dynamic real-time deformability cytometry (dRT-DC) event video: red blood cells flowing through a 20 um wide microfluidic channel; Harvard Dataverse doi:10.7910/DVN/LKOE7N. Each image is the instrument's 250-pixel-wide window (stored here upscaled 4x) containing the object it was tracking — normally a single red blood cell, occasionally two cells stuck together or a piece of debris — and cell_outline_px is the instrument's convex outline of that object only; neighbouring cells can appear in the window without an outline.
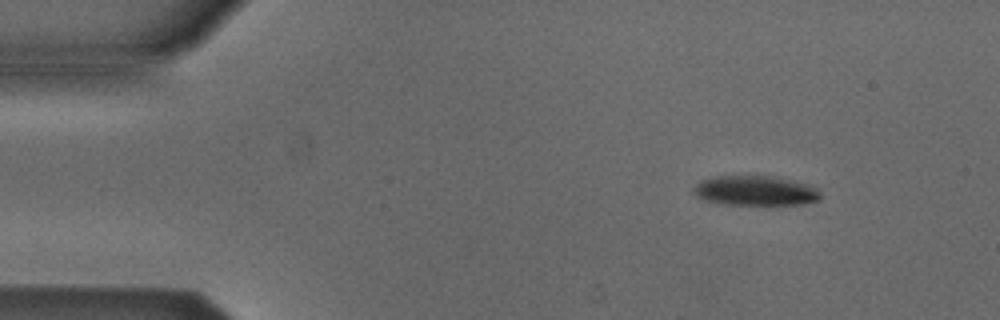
{"species": "Egyptian fruit bat (a non-hibernating species)", "species_latin": "Rousettus aegyptiacus", "temperature_condition": "cold", "stored_images_in_passage": 4, "camera_frame_rate_fps": 3000, "um_per_image_px": 0.085, "animal": {"sex": "male"}, "frame": {"image": 1, "passage_image": 2, "time_ms": 1.333, "image_size_px": [1000, 320], "cell_outline_px": [[820, 200], [804, 204], [724, 204], [708, 200], [696, 196], [692, 192], [692, 188], [700, 180], [716, 176], [768, 176], [788, 180], [804, 184], [816, 188], [820, 192]], "centroid_in_image_um": [64.16, 16.21], "position_along_channel_um": 20.8, "area_um2": 21.68}}